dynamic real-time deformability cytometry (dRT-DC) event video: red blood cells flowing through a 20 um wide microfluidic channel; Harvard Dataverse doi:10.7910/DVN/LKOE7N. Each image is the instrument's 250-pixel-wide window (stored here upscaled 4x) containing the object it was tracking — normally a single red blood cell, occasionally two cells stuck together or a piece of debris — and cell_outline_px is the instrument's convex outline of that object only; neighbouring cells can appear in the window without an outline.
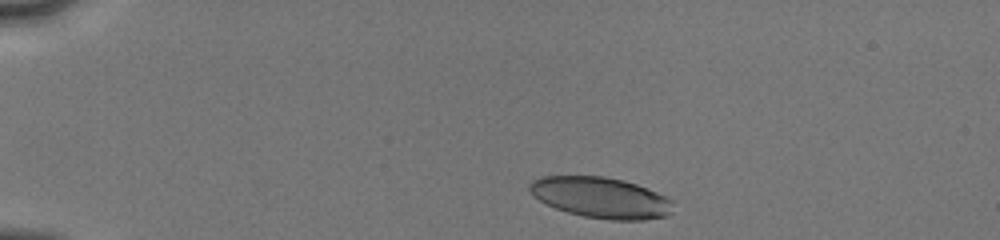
{"species": "human", "species_latin": "Homo sapiens", "temperature_condition": "cold", "stored_images_in_passage": 11, "camera_frame_rate_fps": 3000, "um_per_image_px": 0.085, "donor": {"sex": "male"}, "frame": {"image": 1, "passage_image": 1, "time_ms": 0.0, "image_size_px": [1000, 240], "cell_outline_px": [[672, 200], [668, 216], [644, 220], [612, 220], [584, 216], [568, 212], [556, 208], [540, 200], [528, 188], [528, 184], [532, 180], [544, 176], [604, 176], [624, 180], [648, 188]], "centroid_in_image_um": [51.07, 16.79], "position_along_channel_um": 33.9, "area_um2": 33.87}}
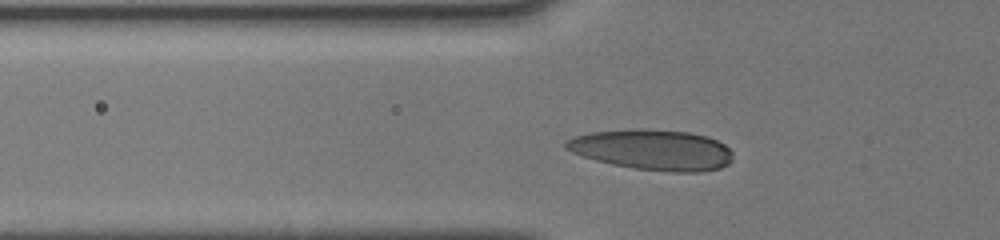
{"frame": {"image": 2, "passage_image": 7, "time_ms": 2.667, "image_size_px": [1000, 240], "cell_outline_px": [[732, 160], [728, 164], [720, 168], [700, 172], [672, 172], [636, 168], [612, 164], [596, 160], [572, 152], [564, 148], [564, 140], [572, 136], [588, 132], [636, 128], [644, 128], [688, 132], [708, 136], [724, 144], [732, 152]], "centroid_in_image_um": [55.44, 12.71], "position_along_channel_um": 70.4, "area_um2": 39.71}}
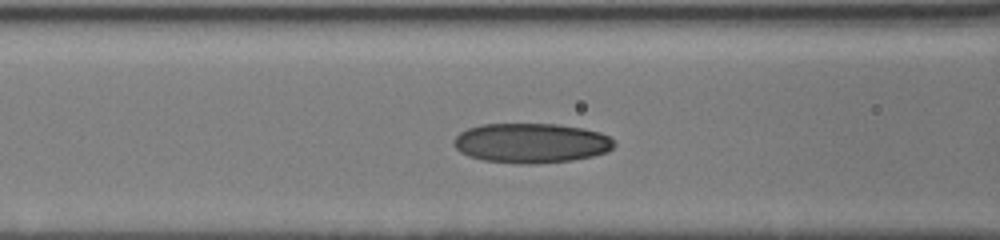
{"frame": {"image": 3, "passage_image": 10, "time_ms": 4.0, "image_size_px": [1000, 240], "cell_outline_px": [[616, 144], [608, 152], [592, 156], [572, 160], [532, 164], [520, 164], [484, 160], [468, 156], [460, 152], [452, 144], [452, 140], [460, 132], [468, 128], [480, 124], [556, 124], [584, 128], [600, 132], [608, 136]], "centroid_in_image_um": [45.13, 12.16], "position_along_channel_um": 121.5, "area_um2": 37.34}}